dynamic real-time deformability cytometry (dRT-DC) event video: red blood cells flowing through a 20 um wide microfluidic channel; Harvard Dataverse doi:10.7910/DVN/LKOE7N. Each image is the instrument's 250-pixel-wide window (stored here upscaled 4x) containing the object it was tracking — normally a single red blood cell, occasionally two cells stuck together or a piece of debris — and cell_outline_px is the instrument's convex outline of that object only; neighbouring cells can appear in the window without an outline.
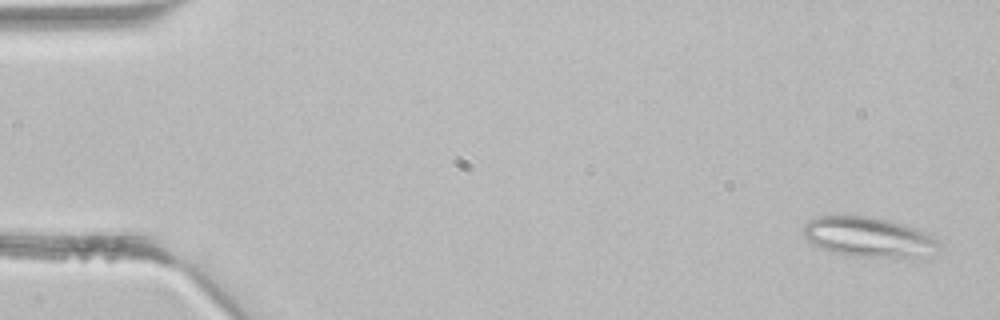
{"species": "common noctule bat (a hibernating species)", "species_latin": "Nyctalus noctula", "temperature_condition": "room temperature", "stored_images_in_passage": 10, "camera_frame_rate_fps": 3000, "um_per_image_px": 0.085, "animal": {"sex": "male", "body_mass_g": 21.5, "forearm_length_mm": 52.0}, "frame": {"image": 1, "passage_image": 2, "time_ms": 0.333, "image_size_px": [1000, 320], "cell_outline_px": [[940, 244], [932, 256], [912, 260], [852, 256], [832, 252], [812, 244], [804, 236], [804, 224], [808, 220], [816, 216], [872, 216], [904, 224], [928, 232], [936, 236]], "centroid_in_image_um": [73.95, 20.19], "position_along_channel_um": 11.1, "area_um2": 32.71}}